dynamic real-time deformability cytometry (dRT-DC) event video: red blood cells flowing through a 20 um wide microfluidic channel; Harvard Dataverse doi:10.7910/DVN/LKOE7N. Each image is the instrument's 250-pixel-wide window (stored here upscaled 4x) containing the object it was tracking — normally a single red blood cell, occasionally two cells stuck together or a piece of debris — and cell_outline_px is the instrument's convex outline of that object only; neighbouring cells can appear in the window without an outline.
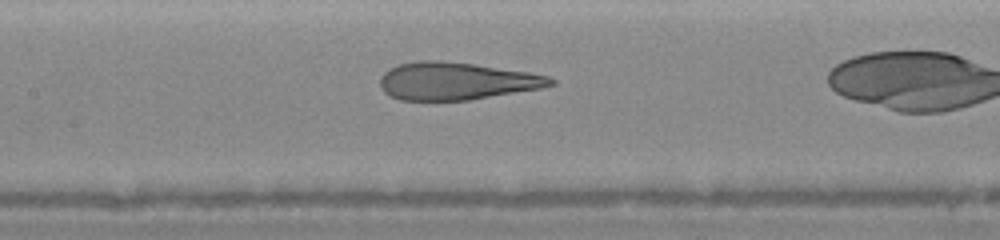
{"species": "human", "species_latin": "Homo sapiens", "temperature_condition": "warm", "stored_images_in_passage": 49, "camera_frame_rate_fps": 3000, "um_per_image_px": 0.085, "donor": {"sex": "female"}, "frame": {"image": 1, "passage_image": 31, "time_ms": 6.0, "image_size_px": [1000, 240], "cell_outline_px": [[556, 84], [540, 88], [468, 100], [400, 100], [384, 92], [380, 84], [380, 76], [388, 68], [400, 64], [420, 60], [440, 60], [472, 64], [528, 72], [548, 76], [556, 80]], "centroid_in_image_um": [38.76, 6.88], "position_along_channel_um": 168.6, "area_um2": 37.05}}